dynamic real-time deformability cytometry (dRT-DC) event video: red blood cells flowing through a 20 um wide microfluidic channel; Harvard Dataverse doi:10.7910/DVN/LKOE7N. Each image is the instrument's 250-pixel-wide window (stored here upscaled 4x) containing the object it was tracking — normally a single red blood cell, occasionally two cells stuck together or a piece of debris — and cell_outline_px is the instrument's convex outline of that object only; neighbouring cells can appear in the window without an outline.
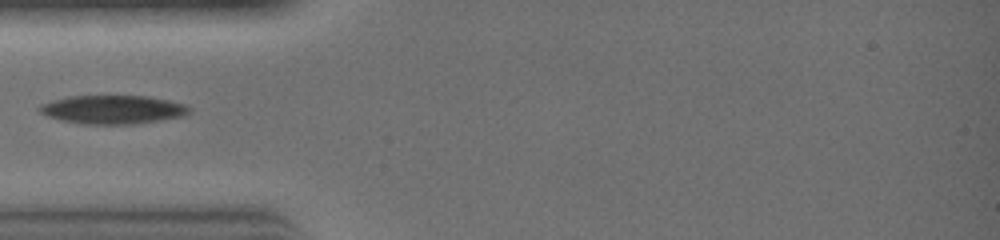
{"species": "common noctule bat (a hibernating species)", "species_latin": "Nyctalus noctula", "temperature_condition": "warm", "stored_images_in_passage": 9, "camera_frame_rate_fps": 3000, "um_per_image_px": 0.085, "animal": {"sex": "female", "body_mass_g": 19.0, "forearm_length_mm": 51.5}, "frame": {"image": 1, "passage_image": 4, "time_ms": 1.0, "image_size_px": [1000, 240], "cell_outline_px": [[192, 112], [184, 116], [132, 124], [80, 124], [60, 120], [48, 116], [40, 112], [40, 104], [52, 100], [68, 96], [148, 96], [188, 104], [192, 108]], "centroid_in_image_um": [9.63, 9.31], "position_along_channel_um": 75.4, "area_um2": 25.09}}